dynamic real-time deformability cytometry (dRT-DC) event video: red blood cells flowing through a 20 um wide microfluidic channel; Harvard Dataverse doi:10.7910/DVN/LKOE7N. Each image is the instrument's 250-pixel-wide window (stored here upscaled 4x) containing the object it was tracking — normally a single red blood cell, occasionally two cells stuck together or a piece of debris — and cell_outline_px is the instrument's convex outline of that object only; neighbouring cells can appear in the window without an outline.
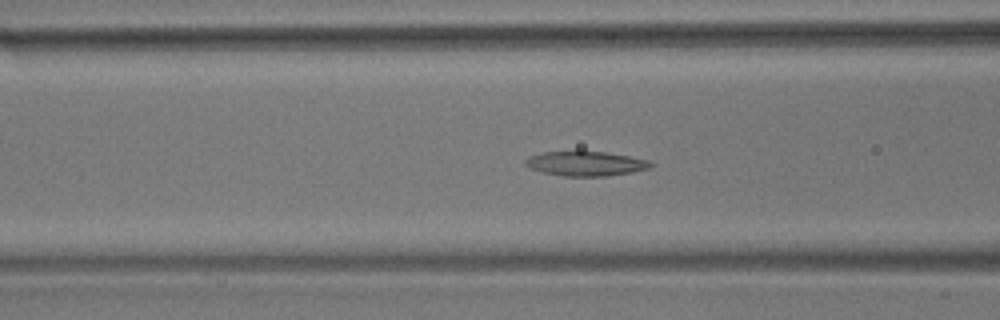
{"species": "common noctule bat (a hibernating species)", "species_latin": "Nyctalus noctula", "temperature_condition": "room temperature", "stored_images_in_passage": 52, "camera_frame_rate_fps": 3000, "um_per_image_px": 0.085, "animal": {"sex": "male", "body_mass_g": 17.9}, "frame": {"image": 1, "passage_image": 17, "time_ms": 5.333, "image_size_px": [1000, 320], "cell_outline_px": [[656, 164], [648, 168], [632, 172], [608, 176], [564, 176], [540, 172], [524, 164], [524, 160], [528, 156], [544, 152], [604, 152], [628, 156], [648, 160]], "centroid_in_image_um": [49.78, 13.91], "position_along_channel_um": 116.8, "area_um2": 17.8}}
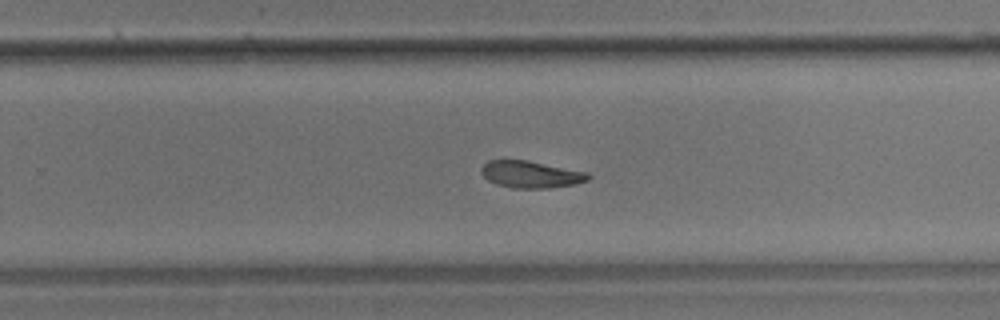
{"frame": {"image": 2, "passage_image": 31, "time_ms": 10.0, "image_size_px": [1000, 320], "cell_outline_px": [[592, 176], [588, 180], [576, 184], [552, 188], [512, 188], [496, 184], [488, 180], [480, 172], [480, 168], [488, 160], [528, 160], [588, 172]], "centroid_in_image_um": [45.14, 14.82], "position_along_channel_um": 284.7, "area_um2": 16.99}}
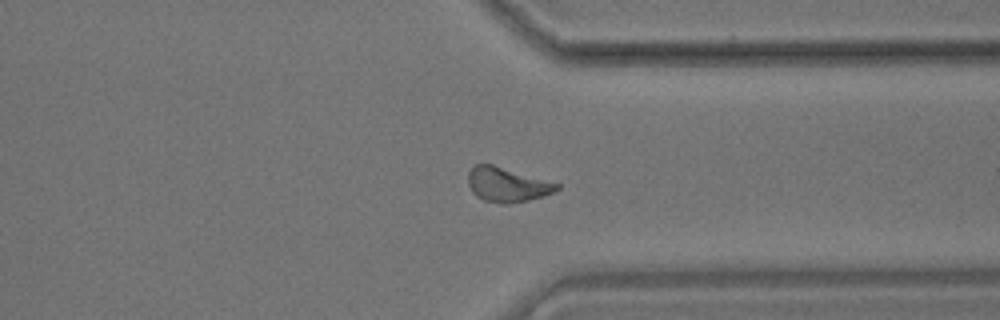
{"frame": {"image": 3, "passage_image": 38, "time_ms": 12.333, "image_size_px": [1000, 320], "cell_outline_px": [[560, 188], [544, 196], [528, 200], [508, 204], [500, 204], [484, 200], [476, 196], [472, 192], [468, 184], [468, 172], [476, 164], [492, 164], [560, 184]], "centroid_in_image_um": [43.08, 15.7], "position_along_channel_um": 368.3, "area_um2": 17.74}, "authors_computed_cell_mechanics": {"area_um2": 17.6868, "velocity_mm_per_s": 3.6113, "shape_relaxation_time_tau1_ms": 7.7049, "shape_relaxation_time_tau2_ms": 9.8765, "deformation_change_tau1": 0.1574, "deformation_change_tau2": 0.142}}